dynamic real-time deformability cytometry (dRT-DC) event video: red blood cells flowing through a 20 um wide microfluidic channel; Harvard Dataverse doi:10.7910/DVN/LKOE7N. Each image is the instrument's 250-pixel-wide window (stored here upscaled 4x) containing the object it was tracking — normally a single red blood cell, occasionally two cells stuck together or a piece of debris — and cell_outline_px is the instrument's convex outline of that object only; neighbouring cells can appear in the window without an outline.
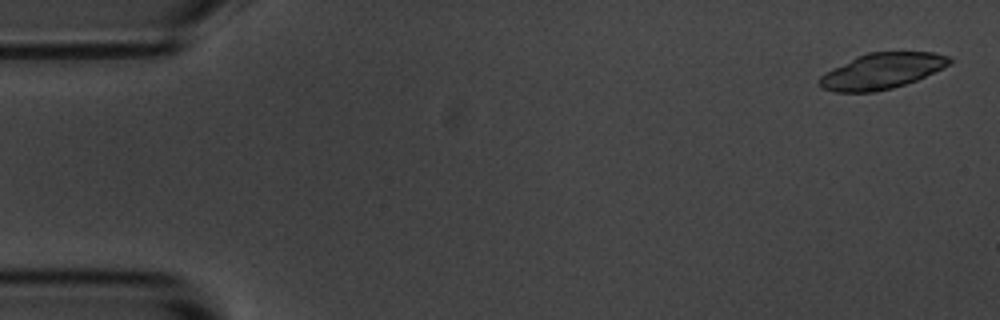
{"species": "common noctule bat (a hibernating species)", "species_latin": "Nyctalus noctula", "temperature_condition": "room temperature", "stored_images_in_passage": 3, "camera_frame_rate_fps": 3000, "um_per_image_px": 0.085, "animal": {"sex": "male", "body_mass_g": 20.1, "forearm_length_mm": 53.5}, "frame": {"image": 1, "passage_image": 1, "time_ms": 0.0, "image_size_px": [1000, 320], "cell_outline_px": [[952, 60], [948, 64], [916, 80], [892, 88], [876, 92], [836, 92], [820, 88], [816, 80], [820, 76], [856, 56], [868, 52], [932, 52], [948, 56]], "centroid_in_image_um": [74.89, 6.05], "position_along_channel_um": 10.1, "area_um2": 26.76}}